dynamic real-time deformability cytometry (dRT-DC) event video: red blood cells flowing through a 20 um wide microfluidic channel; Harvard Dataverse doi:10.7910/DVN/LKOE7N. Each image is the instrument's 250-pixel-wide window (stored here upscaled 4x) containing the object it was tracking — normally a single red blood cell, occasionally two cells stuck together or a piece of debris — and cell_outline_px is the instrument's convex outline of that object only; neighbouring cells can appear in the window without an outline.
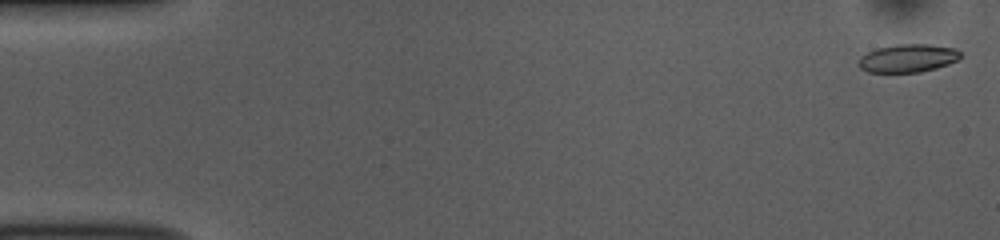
{"species": "common noctule bat (a hibernating species)", "species_latin": "Nyctalus noctula", "temperature_condition": "room temperature", "stored_images_in_passage": 53, "camera_frame_rate_fps": 3000, "um_per_image_px": 0.085, "animal": {"sex": "female", "body_mass_g": 10.0, "forearm_length_mm": 53.1}, "frame": {"image": 1, "passage_image": 1, "time_ms": 0.0, "image_size_px": [1000, 240], "cell_outline_px": [[960, 56], [956, 60], [948, 64], [936, 68], [920, 72], [868, 72], [860, 68], [860, 56], [876, 48], [896, 44], [932, 44], [956, 48], [960, 52]], "centroid_in_image_um": [77.18, 4.93], "position_along_channel_um": 7.8, "area_um2": 16.65}}
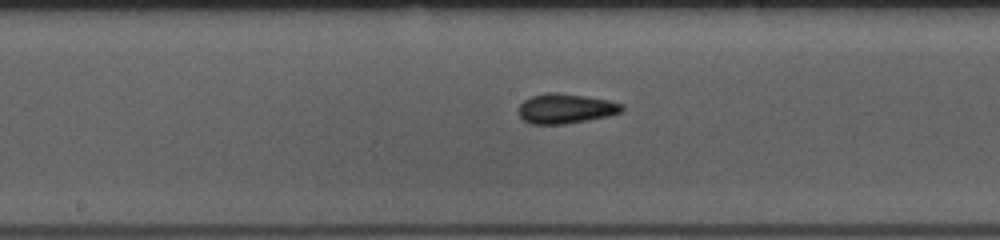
{"frame": {"image": 2, "passage_image": 27, "time_ms": 8.667, "image_size_px": [1000, 240], "cell_outline_px": [[624, 108], [620, 112], [608, 116], [588, 120], [564, 124], [532, 124], [524, 120], [520, 116], [520, 104], [524, 100], [532, 96], [544, 92], [556, 92], [584, 96], [608, 100], [624, 104]], "centroid_in_image_um": [48.09, 9.22], "position_along_channel_um": 200.1, "area_um2": 17.86}}
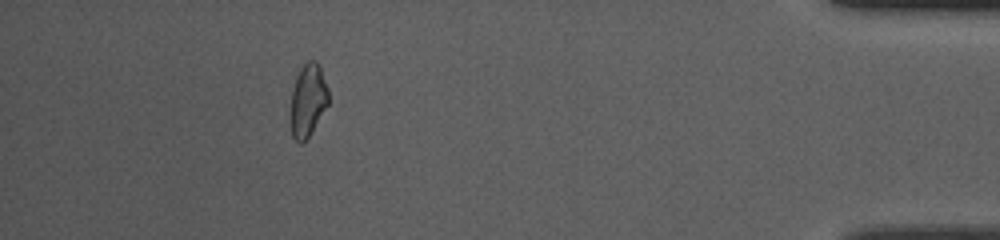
{"frame": {"image": 3, "passage_image": 48, "time_ms": 15.667, "image_size_px": [1000, 240], "cell_outline_px": [[328, 104], [308, 136], [300, 144], [292, 136], [288, 112], [292, 88], [296, 76], [300, 68], [308, 60], [316, 60], [320, 64], [328, 88]], "centroid_in_image_um": [26.13, 8.49], "position_along_channel_um": 409.1, "area_um2": 16.42}, "authors_computed_cell_mechanics": {"area_um2": 16.9354, "velocity_mm_per_s": 3.7676, "shape_relaxation_time_tau1_ms": 9.8159, "shape_relaxation_time_tau2_ms": 2.6256, "deformation_change_tau1": 0.2068, "deformation_change_tau2": 0.0848}}